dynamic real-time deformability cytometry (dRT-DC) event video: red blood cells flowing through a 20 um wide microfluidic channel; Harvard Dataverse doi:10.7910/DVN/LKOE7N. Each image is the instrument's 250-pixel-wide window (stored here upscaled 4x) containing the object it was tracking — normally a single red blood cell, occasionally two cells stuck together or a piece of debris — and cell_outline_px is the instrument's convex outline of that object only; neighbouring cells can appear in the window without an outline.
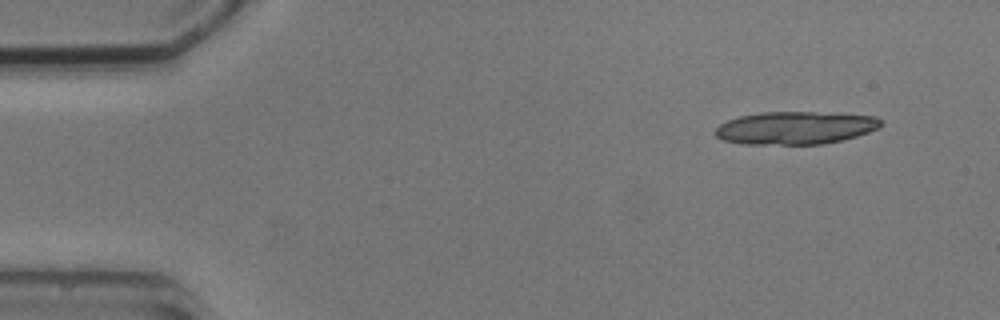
{"species": "common noctule bat (a hibernating species)", "species_latin": "Nyctalus noctula", "temperature_condition": "cold", "stored_images_in_passage": 4, "camera_frame_rate_fps": 3000, "um_per_image_px": 0.085, "animal": {"sex": "male", "body_mass_g": 20.5, "forearm_length_mm": 52.5}, "frame": {"image": 1, "passage_image": 1, "time_ms": 0.0, "image_size_px": [1000, 320], "cell_outline_px": [[884, 124], [868, 132], [856, 136], [824, 144], [740, 144], [720, 140], [716, 136], [716, 128], [720, 124], [728, 120], [740, 116], [764, 112], [812, 112], [876, 116]], "centroid_in_image_um": [67.57, 10.87], "position_along_channel_um": 17.4, "area_um2": 31.5}}